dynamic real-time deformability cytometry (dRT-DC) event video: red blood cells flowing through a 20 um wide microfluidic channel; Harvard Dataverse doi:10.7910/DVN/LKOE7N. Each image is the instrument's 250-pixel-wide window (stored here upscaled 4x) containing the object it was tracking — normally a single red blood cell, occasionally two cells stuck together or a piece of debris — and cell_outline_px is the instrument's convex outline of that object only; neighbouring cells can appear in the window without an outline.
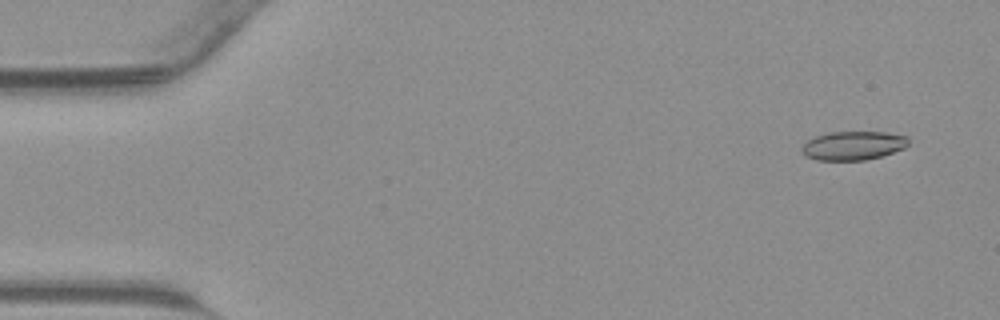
{"species": "common noctule bat (a hibernating species)", "species_latin": "Nyctalus noctula", "temperature_condition": "warm", "stored_images_in_passage": 44, "camera_frame_rate_fps": 3000, "um_per_image_px": 0.085, "animal": {"sex": "male", "body_mass_g": 23.1, "forearm_length_mm": 52.7}, "frame": {"image": 1, "passage_image": 3, "time_ms": 0.667, "image_size_px": [1000, 320], "cell_outline_px": [[908, 144], [904, 148], [880, 156], [864, 160], [816, 160], [804, 156], [800, 152], [800, 148], [808, 140], [816, 136], [828, 132], [884, 132], [908, 136]], "centroid_in_image_um": [72.47, 12.37], "position_along_channel_um": 12.5, "area_um2": 17.92}}
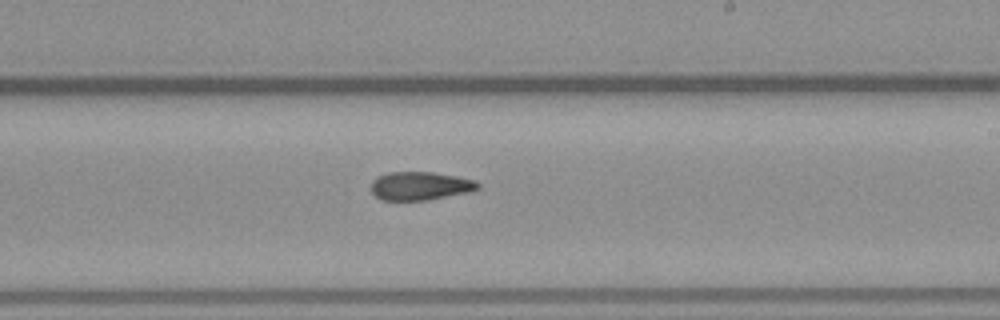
{"frame": {"image": 2, "passage_image": 26, "time_ms": 8.333, "image_size_px": [1000, 320], "cell_outline_px": [[480, 188], [468, 192], [428, 200], [380, 200], [372, 192], [372, 180], [376, 176], [388, 172], [432, 172], [456, 176], [476, 180], [480, 184]], "centroid_in_image_um": [35.71, 15.8], "position_along_channel_um": 253.3, "area_um2": 17.74}}
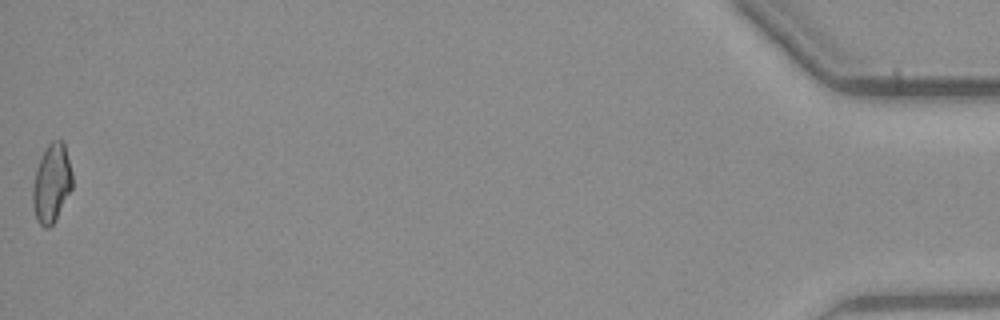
{"frame": {"image": 3, "passage_image": 44, "time_ms": 14.333, "image_size_px": [1000, 320], "cell_outline_px": [[72, 188], [52, 224], [48, 228], [44, 228], [36, 220], [32, 204], [32, 188], [36, 168], [44, 148], [52, 140], [64, 140], [72, 172]], "centroid_in_image_um": [4.37, 15.53], "position_along_channel_um": 430.8, "area_um2": 18.21}}